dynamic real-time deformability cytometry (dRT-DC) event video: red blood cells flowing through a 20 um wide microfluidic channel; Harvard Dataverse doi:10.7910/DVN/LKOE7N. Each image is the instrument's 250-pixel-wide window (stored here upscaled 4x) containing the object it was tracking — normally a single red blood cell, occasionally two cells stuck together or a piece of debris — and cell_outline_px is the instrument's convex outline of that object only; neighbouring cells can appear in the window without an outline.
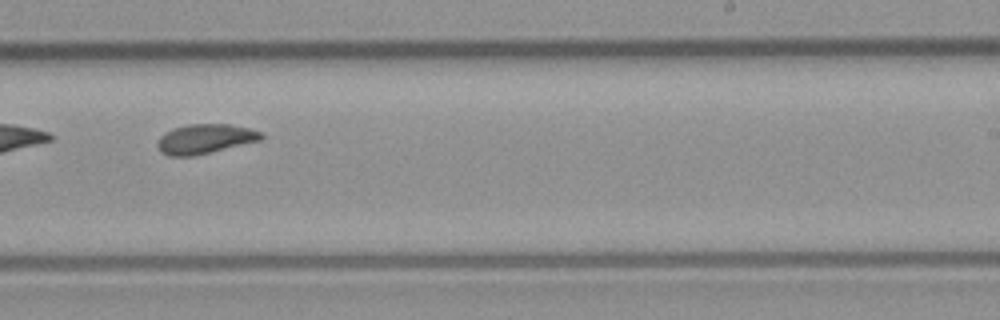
{"species": "common noctule bat (a hibernating species)", "species_latin": "Nyctalus noctula", "temperature_condition": "room temperature", "stored_images_in_passage": 11, "camera_frame_rate_fps": 3000, "um_per_image_px": 0.085, "animal": {"sex": "male", "body_mass_g": 23.1, "forearm_length_mm": 52.7}, "frame": {"image": 1, "passage_image": 10, "time_ms": 11.333, "image_size_px": [1000, 320], "cell_outline_px": [[264, 140], [192, 156], [168, 156], [160, 152], [156, 144], [160, 136], [164, 132], [172, 128], [188, 124], [228, 124], [248, 128], [260, 132], [264, 136]], "centroid_in_image_um": [17.41, 11.81], "position_along_channel_um": 271.6, "area_um2": 18.03}}
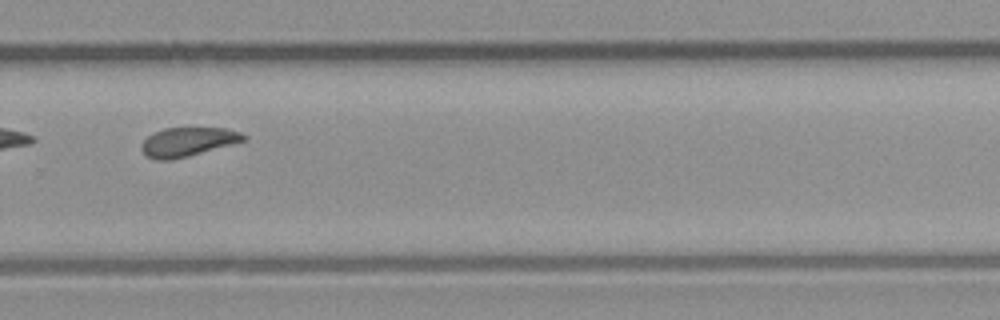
{"frame": {"image": 2, "passage_image": 11, "time_ms": 12.333, "image_size_px": [1000, 320], "cell_outline_px": [[248, 136], [244, 140], [232, 144], [188, 156], [172, 160], [156, 160], [144, 156], [140, 148], [140, 144], [152, 132], [164, 128], [224, 128], [240, 132]], "centroid_in_image_um": [15.89, 12.06], "position_along_channel_um": 313.9, "area_um2": 17.34}}